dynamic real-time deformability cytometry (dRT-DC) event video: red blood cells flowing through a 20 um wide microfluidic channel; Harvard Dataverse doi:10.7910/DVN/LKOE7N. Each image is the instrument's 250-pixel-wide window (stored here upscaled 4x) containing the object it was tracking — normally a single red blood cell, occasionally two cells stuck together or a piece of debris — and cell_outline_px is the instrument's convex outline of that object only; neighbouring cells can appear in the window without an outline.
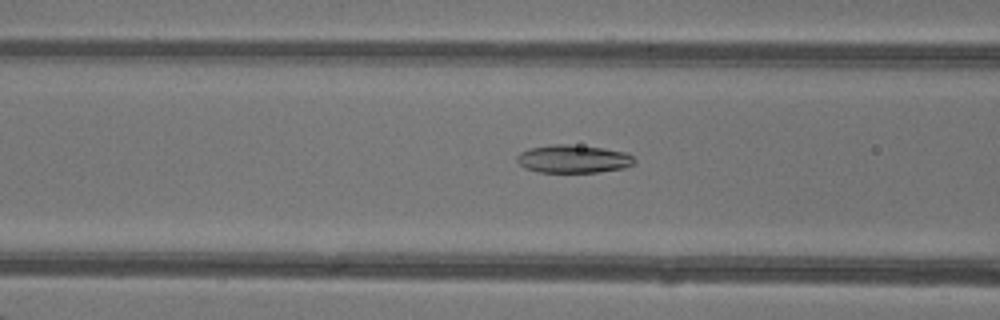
{"species": "common noctule bat (a hibernating species)", "species_latin": "Nyctalus noctula", "temperature_condition": "warm", "stored_images_in_passage": 48, "camera_frame_rate_fps": 3000, "um_per_image_px": 0.085, "animal": {"sex": "female"}, "frame": {"image": 1, "passage_image": 20, "time_ms": 6.333, "image_size_px": [1000, 320], "cell_outline_px": [[636, 164], [624, 168], [596, 172], [536, 172], [524, 168], [516, 160], [516, 156], [520, 152], [528, 148], [548, 144], [568, 144], [604, 148], [628, 152], [636, 160]], "centroid_in_image_um": [48.73, 13.5], "position_along_channel_um": 117.9, "area_um2": 19.54}}
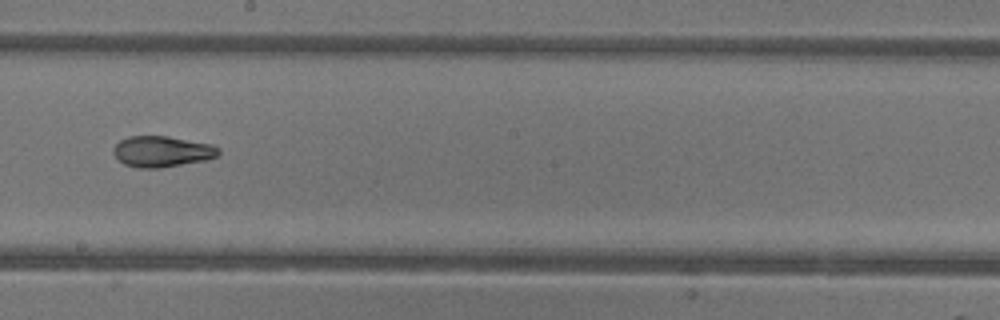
{"frame": {"image": 2, "passage_image": 28, "time_ms": 9.0, "image_size_px": [1000, 320], "cell_outline_px": [[220, 152], [216, 156], [204, 160], [160, 168], [140, 168], [124, 164], [112, 152], [112, 148], [120, 140], [128, 136], [168, 136], [212, 144], [220, 148]], "centroid_in_image_um": [13.76, 12.87], "position_along_channel_um": 234.4, "area_um2": 18.9}}
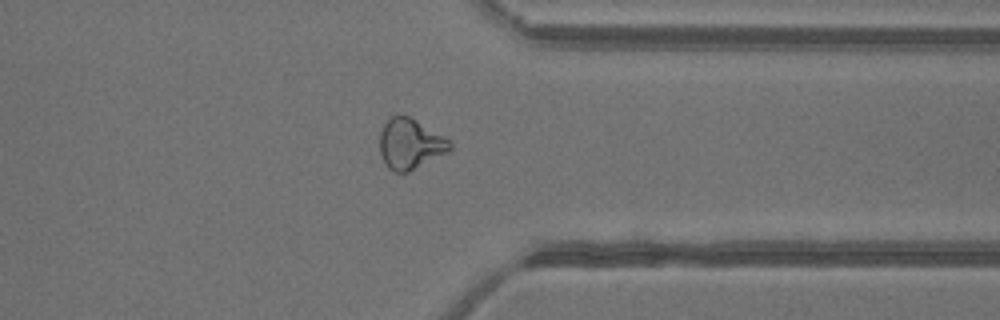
{"frame": {"image": 3, "passage_image": 38, "time_ms": 12.333, "image_size_px": [1000, 320], "cell_outline_px": [[452, 148], [448, 152], [408, 172], [396, 172], [388, 168], [380, 152], [380, 132], [384, 124], [392, 116], [408, 116], [416, 120], [444, 136], [452, 144]], "centroid_in_image_um": [34.87, 12.24], "position_along_channel_um": 376.5, "area_um2": 20.29}, "authors_computed_cell_mechanics": {"area_um2": 21.2704, "velocity_mm_per_s": 4.3662, "shape_relaxation_time_tau1_ms": null, "shape_relaxation_time_tau2_ms": 1.7948, "deformation_change_tau1": null, "deformation_change_tau2": 0.0774}}